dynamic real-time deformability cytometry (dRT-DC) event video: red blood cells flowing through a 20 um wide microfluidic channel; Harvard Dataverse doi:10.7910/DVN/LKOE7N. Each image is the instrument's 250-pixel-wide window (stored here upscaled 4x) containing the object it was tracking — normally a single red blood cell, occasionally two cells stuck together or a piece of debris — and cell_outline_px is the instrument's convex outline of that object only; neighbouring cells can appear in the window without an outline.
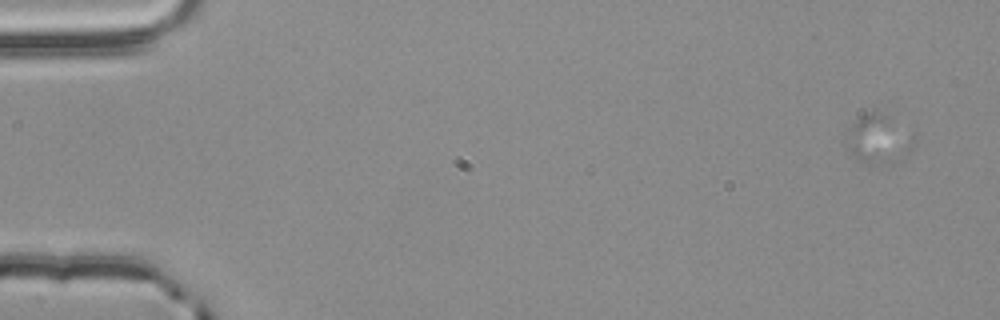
{"species": "common noctule bat (a hibernating species)", "species_latin": "Nyctalus noctula", "temperature_condition": "room temperature", "stored_images_in_passage": 15, "camera_frame_rate_fps": 3000, "um_per_image_px": 0.085, "animal": {"sex": "male", "body_mass_g": 20.4}, "frame": {"image": 1, "passage_image": 1, "time_ms": 0.0, "image_size_px": [1000, 320], "cell_outline_px": [[892, 124], [884, 160], [880, 164], [860, 160], [852, 156], [844, 144], [844, 132], [860, 116], [876, 108]], "centroid_in_image_um": [73.84, 11.66], "position_along_channel_um": 11.2, "area_um2": 13.41}}